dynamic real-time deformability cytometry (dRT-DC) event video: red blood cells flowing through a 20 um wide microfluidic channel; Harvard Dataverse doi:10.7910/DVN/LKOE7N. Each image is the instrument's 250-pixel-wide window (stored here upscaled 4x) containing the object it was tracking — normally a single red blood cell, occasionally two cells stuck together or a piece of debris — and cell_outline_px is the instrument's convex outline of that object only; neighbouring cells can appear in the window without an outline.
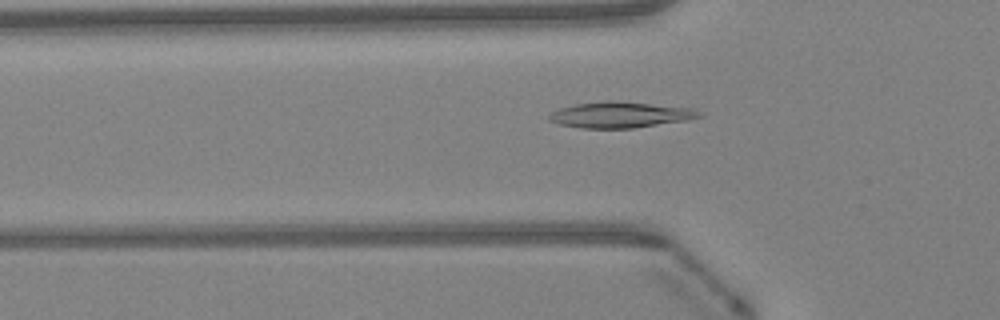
{"species": "Egyptian fruit bat (a non-hibernating species)", "species_latin": "Rousettus aegyptiacus", "temperature_condition": "warm", "stored_images_in_passage": 48, "camera_frame_rate_fps": 3000, "um_per_image_px": 0.085, "animal": {"sex": "female"}, "frame": {"image": 1, "passage_image": 16, "time_ms": 5.0, "image_size_px": [1000, 320], "cell_outline_px": [[704, 116], [688, 120], [632, 128], [580, 128], [560, 124], [548, 120], [548, 116], [552, 112], [560, 108], [572, 104], [604, 100], [616, 100], [692, 108], [700, 112]], "centroid_in_image_um": [52.71, 9.74], "position_along_channel_um": 73.1, "area_um2": 22.83}}
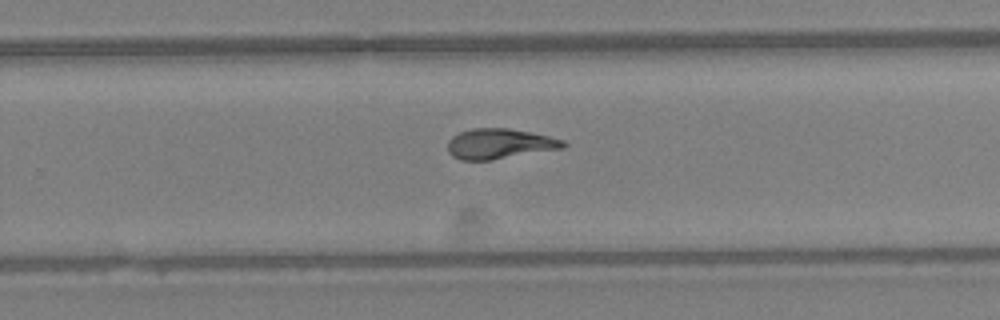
{"frame": {"image": 2, "passage_image": 31, "time_ms": 10.0, "image_size_px": [1000, 320], "cell_outline_px": [[568, 144], [564, 148], [492, 160], [460, 160], [452, 156], [448, 152], [448, 140], [452, 136], [460, 132], [472, 128], [508, 128], [548, 136], [564, 140]], "centroid_in_image_um": [42.45, 12.23], "position_along_channel_um": 287.3, "area_um2": 20.4}}
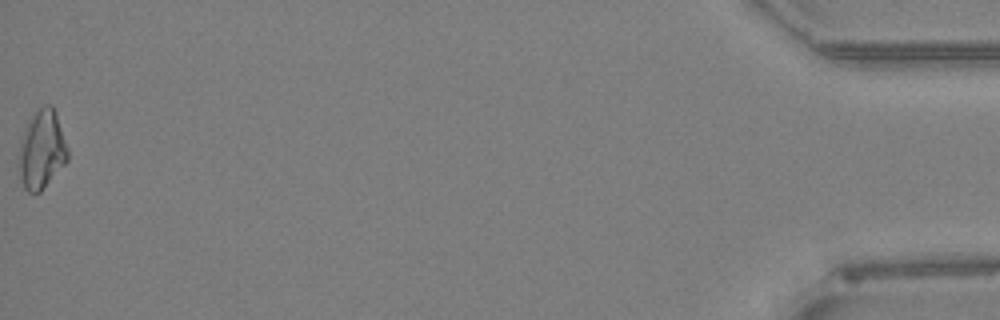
{"frame": {"image": 3, "passage_image": 48, "time_ms": 15.667, "image_size_px": [1000, 320], "cell_outline_px": [[68, 160], [40, 192], [28, 192], [24, 188], [20, 172], [20, 140], [24, 128], [28, 120], [44, 104], [52, 104], [68, 148]], "centroid_in_image_um": [3.56, 12.7], "position_along_channel_um": 431.6, "area_um2": 21.96}, "authors_computed_cell_mechanics": {"area_um2": 20.6057, "velocity_mm_per_s": 4.2994, "shape_relaxation_time_tau1_ms": 9.7978, "shape_relaxation_time_tau2_ms": 5.3175, "deformation_change_tau1": 0.2619, "deformation_change_tau2": 0.1082}}